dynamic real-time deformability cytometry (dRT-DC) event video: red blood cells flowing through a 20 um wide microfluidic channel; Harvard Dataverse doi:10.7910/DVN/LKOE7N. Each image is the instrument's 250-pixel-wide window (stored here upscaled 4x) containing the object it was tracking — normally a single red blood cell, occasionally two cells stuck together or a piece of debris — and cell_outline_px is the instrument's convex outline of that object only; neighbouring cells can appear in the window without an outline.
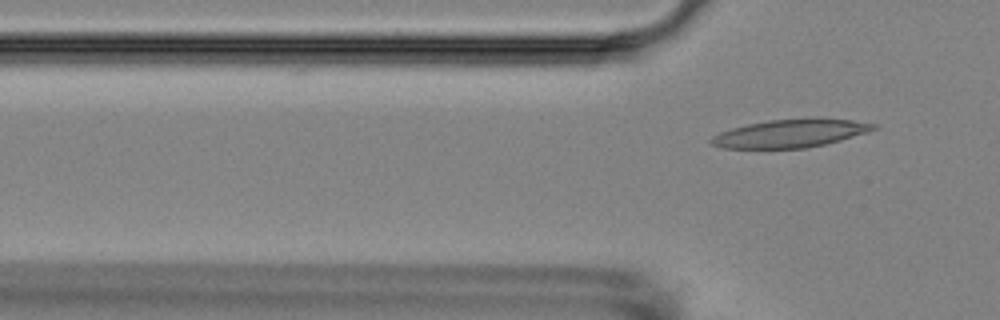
{"species": "Egyptian fruit bat (a non-hibernating species)", "species_latin": "Rousettus aegyptiacus", "temperature_condition": "room temperature", "stored_images_in_passage": 8, "camera_frame_rate_fps": 3000, "um_per_image_px": 0.085, "animal": {"sex": "female"}, "frame": {"image": 1, "passage_image": 8, "time_ms": 9.333, "image_size_px": [1000, 320], "cell_outline_px": [[880, 128], [868, 132], [840, 140], [824, 144], [804, 148], [720, 148], [712, 144], [708, 140], [712, 136], [720, 132], [732, 128], [748, 124], [768, 120], [812, 116], [816, 116], [852, 120], [876, 124]], "centroid_in_image_um": [67.22, 11.3], "position_along_channel_um": 58.6, "area_um2": 27.11}}